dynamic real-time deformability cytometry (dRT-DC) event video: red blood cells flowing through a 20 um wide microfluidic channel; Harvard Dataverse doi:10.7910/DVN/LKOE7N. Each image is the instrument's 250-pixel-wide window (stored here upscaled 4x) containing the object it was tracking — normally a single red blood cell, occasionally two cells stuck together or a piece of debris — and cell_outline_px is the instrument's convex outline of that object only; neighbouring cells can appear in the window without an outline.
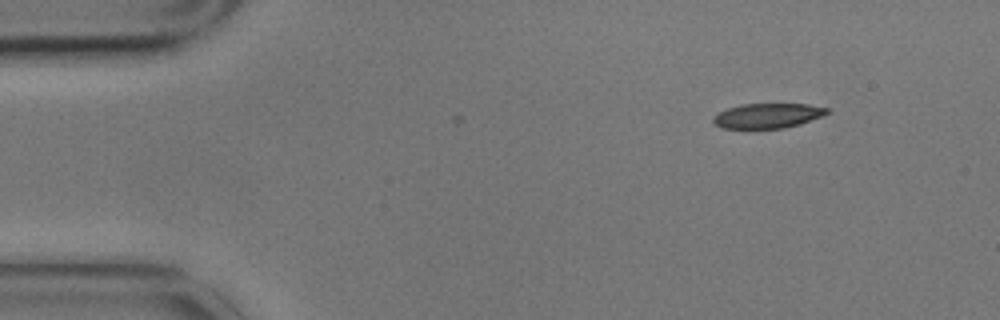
{"species": "common noctule bat (a hibernating species)", "species_latin": "Nyctalus noctula", "temperature_condition": "cold", "stored_images_in_passage": 3, "camera_frame_rate_fps": 3000, "um_per_image_px": 0.085, "animal": {"sex": "male", "body_mass_g": 17.9}, "frame": {"image": 1, "passage_image": 3, "time_ms": 0.667, "image_size_px": [1000, 320], "cell_outline_px": [[832, 112], [824, 116], [800, 124], [784, 128], [720, 128], [712, 120], [712, 116], [728, 108], [744, 104], [808, 104], [828, 108]], "centroid_in_image_um": [65.3, 9.83], "position_along_channel_um": 19.7, "area_um2": 16.53}}